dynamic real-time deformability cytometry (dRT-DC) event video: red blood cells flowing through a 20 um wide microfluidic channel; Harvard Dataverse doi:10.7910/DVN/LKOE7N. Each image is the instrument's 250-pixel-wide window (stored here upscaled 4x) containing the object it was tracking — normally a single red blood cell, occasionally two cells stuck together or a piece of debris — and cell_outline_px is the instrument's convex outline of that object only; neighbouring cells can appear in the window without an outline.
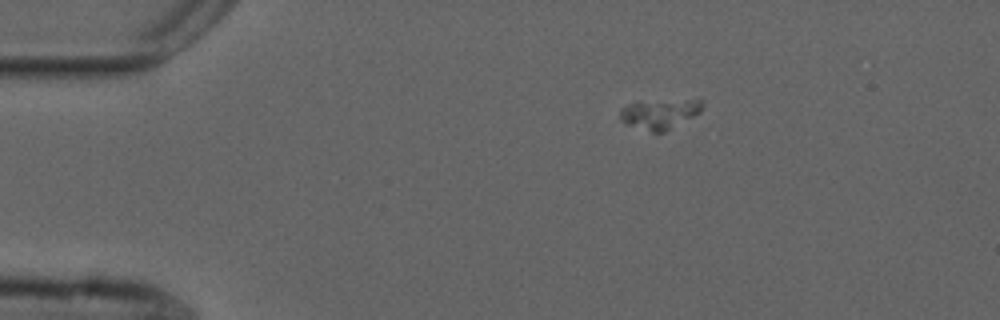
{"species": "common noctule bat (a hibernating species)", "species_latin": "Nyctalus noctula", "temperature_condition": "cold", "stored_images_in_passage": 48, "camera_frame_rate_fps": 3000, "um_per_image_px": 0.085, "animal": {"sex": "male", "forearm_length_mm": 52.5}, "frame": {"image": 1, "passage_image": 1, "time_ms": 0.0, "image_size_px": [1000, 320], "cell_outline_px": [[704, 104], [700, 112], [664, 132], [652, 132], [624, 124], [620, 120], [620, 108], [628, 104], [688, 100], [704, 100]], "centroid_in_image_um": [56.05, 9.71], "position_along_channel_um": 28.9, "area_um2": 13.81}}
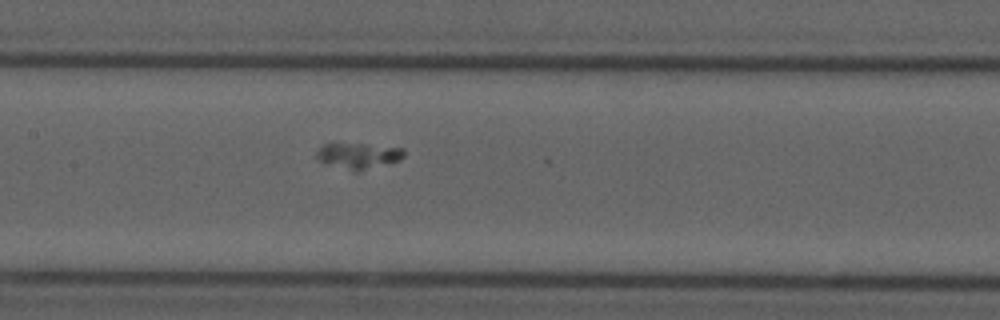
{"frame": {"image": 2, "passage_image": 18, "time_ms": 5.667, "image_size_px": [1000, 320], "cell_outline_px": [[404, 156], [400, 160], [356, 172], [324, 164], [316, 156], [316, 152], [324, 144], [360, 144], [404, 148]], "centroid_in_image_um": [30.45, 13.25], "position_along_channel_um": 177.0, "area_um2": 13.01}}
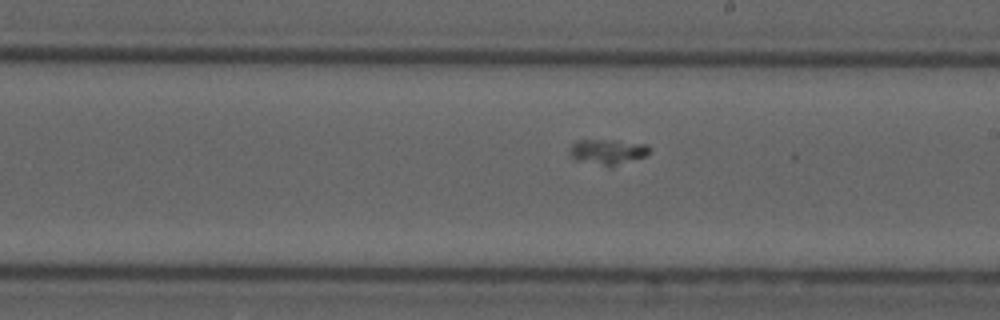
{"frame": {"image": 3, "passage_image": 23, "time_ms": 7.333, "image_size_px": [1000, 320], "cell_outline_px": [[652, 148], [644, 156], [612, 164], [604, 164], [576, 160], [568, 152], [568, 148], [576, 140], [616, 140], [648, 144]], "centroid_in_image_um": [51.62, 12.83], "position_along_channel_um": 237.4, "area_um2": 11.21}}